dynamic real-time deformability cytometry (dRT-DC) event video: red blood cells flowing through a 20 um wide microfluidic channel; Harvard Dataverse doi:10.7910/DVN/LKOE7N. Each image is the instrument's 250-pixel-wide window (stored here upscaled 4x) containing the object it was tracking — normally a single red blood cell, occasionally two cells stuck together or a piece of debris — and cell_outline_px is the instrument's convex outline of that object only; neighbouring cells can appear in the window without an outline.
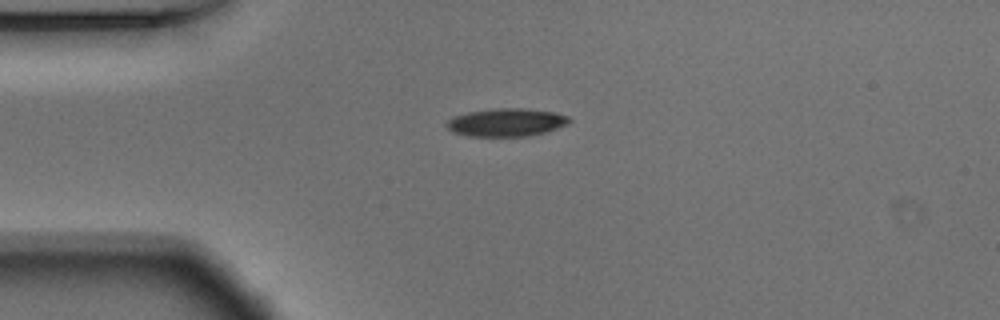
{"species": "Egyptian fruit bat (a non-hibernating species)", "species_latin": "Rousettus aegyptiacus", "temperature_condition": "warm", "stored_images_in_passage": 42, "camera_frame_rate_fps": 3000, "um_per_image_px": 0.085, "animal": {"sex": "male"}, "frame": {"image": 1, "passage_image": 1, "time_ms": 0.0, "image_size_px": [1000, 320], "cell_outline_px": [[572, 120], [568, 124], [544, 132], [528, 136], [468, 136], [452, 132], [444, 124], [452, 116], [468, 112], [496, 108], [524, 108], [556, 112], [568, 116]], "centroid_in_image_um": [43.02, 10.39], "position_along_channel_um": 42.0, "area_um2": 20.11}}
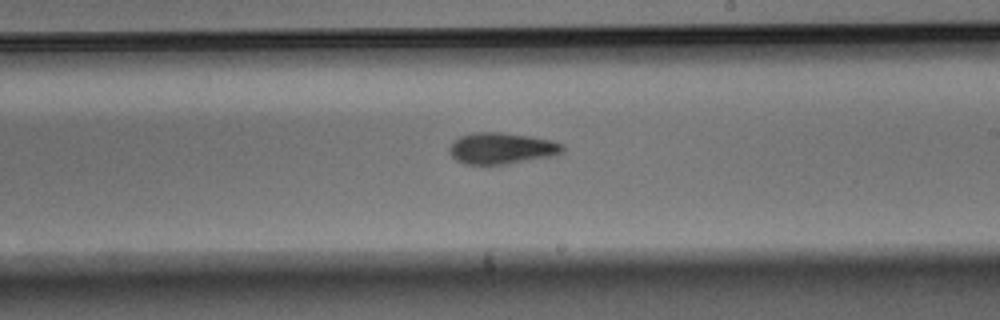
{"frame": {"image": 2, "passage_image": 19, "time_ms": 6.0, "image_size_px": [1000, 320], "cell_outline_px": [[564, 152], [552, 156], [508, 164], [464, 164], [456, 160], [448, 152], [448, 148], [460, 136], [472, 132], [500, 132], [532, 136], [552, 140], [564, 144]], "centroid_in_image_um": [42.66, 12.6], "position_along_channel_um": 246.3, "area_um2": 20.87}}
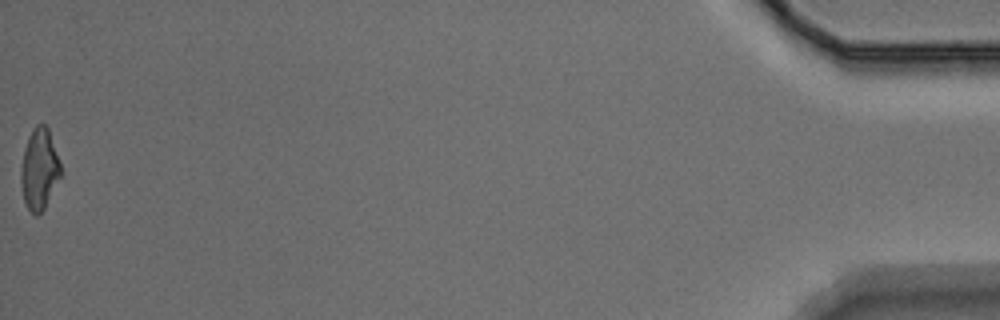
{"frame": {"image": 3, "passage_image": 42, "time_ms": 13.667, "image_size_px": [1000, 320], "cell_outline_px": [[64, 172], [44, 208], [36, 216], [28, 208], [24, 200], [20, 180], [20, 168], [24, 148], [28, 136], [32, 128], [36, 124], [44, 124], [48, 128]], "centroid_in_image_um": [3.36, 14.35], "position_along_channel_um": 431.8, "area_um2": 19.07}, "authors_computed_cell_mechanics": {"area_um2": 20.0277, "velocity_mm_per_s": 3.7439, "shape_relaxation_time_tau1_ms": 3.6576, "shape_relaxation_time_tau2_ms": 3.02, "deformation_change_tau1": 0.1534, "deformation_change_tau2": 0.1144}}